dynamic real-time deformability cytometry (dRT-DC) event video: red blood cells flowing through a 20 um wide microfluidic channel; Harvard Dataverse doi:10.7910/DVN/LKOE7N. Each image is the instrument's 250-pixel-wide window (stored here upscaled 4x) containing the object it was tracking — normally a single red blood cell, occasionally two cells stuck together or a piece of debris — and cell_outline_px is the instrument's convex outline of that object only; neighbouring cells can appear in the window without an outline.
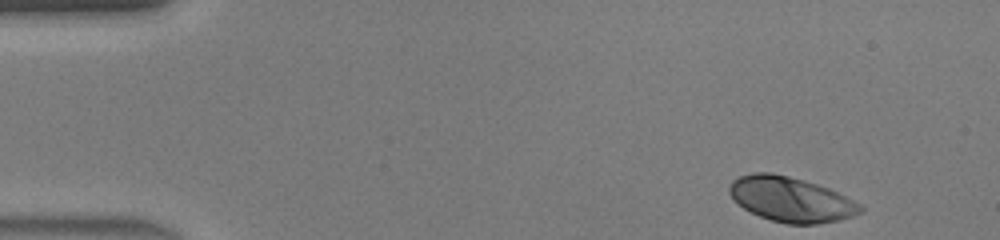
{"species": "human", "species_latin": "Homo sapiens", "temperature_condition": "warm", "stored_images_in_passage": 43, "camera_frame_rate_fps": 3000, "um_per_image_px": 0.085, "donor": {"sex": "male"}, "frame": {"image": 1, "passage_image": 1, "time_ms": 0.0, "image_size_px": [1000, 240], "cell_outline_px": [[864, 212], [852, 216], [836, 220], [816, 224], [788, 224], [772, 220], [760, 216], [744, 208], [728, 192], [728, 188], [732, 180], [740, 176], [752, 172], [772, 172], [804, 180], [828, 188], [860, 204], [864, 208]], "centroid_in_image_um": [67.22, 16.94], "position_along_channel_um": 17.8, "area_um2": 33.93}}
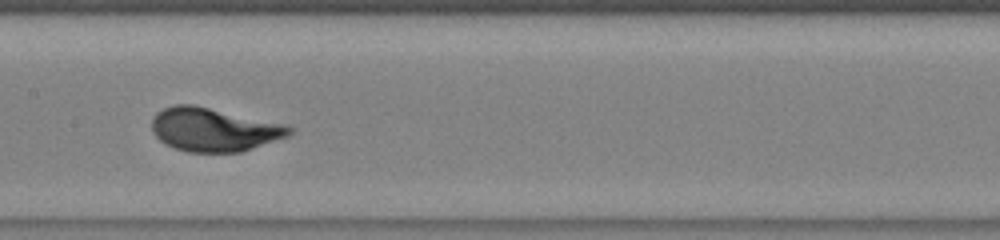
{"frame": {"image": 2, "passage_image": 20, "time_ms": 6.333, "image_size_px": [1000, 240], "cell_outline_px": [[292, 132], [288, 136], [240, 152], [188, 152], [164, 144], [152, 132], [152, 116], [156, 112], [164, 108], [176, 104], [192, 104], [288, 124], [292, 128]], "centroid_in_image_um": [18.17, 11.0], "position_along_channel_um": 189.2, "area_um2": 34.97}}
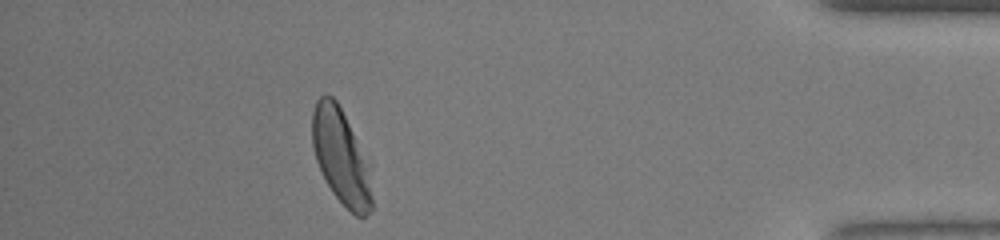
{"frame": {"image": 3, "passage_image": 38, "time_ms": 12.333, "image_size_px": [1000, 240], "cell_outline_px": [[372, 208], [364, 216], [356, 216], [332, 192], [316, 160], [312, 144], [312, 112], [316, 100], [324, 92], [332, 96], [336, 100], [372, 164]], "centroid_in_image_um": [29.03, 13.28], "position_along_channel_um": 406.2, "area_um2": 33.64}, "authors_computed_cell_mechanics": {"area_um2": 34.102, "velocity_mm_per_s": 4.4357, "shape_relaxation_time_tau1_ms": 1.8589, "shape_relaxation_time_tau2_ms": null, "deformation_change_tau1": 0.1476, "deformation_change_tau2": null}}